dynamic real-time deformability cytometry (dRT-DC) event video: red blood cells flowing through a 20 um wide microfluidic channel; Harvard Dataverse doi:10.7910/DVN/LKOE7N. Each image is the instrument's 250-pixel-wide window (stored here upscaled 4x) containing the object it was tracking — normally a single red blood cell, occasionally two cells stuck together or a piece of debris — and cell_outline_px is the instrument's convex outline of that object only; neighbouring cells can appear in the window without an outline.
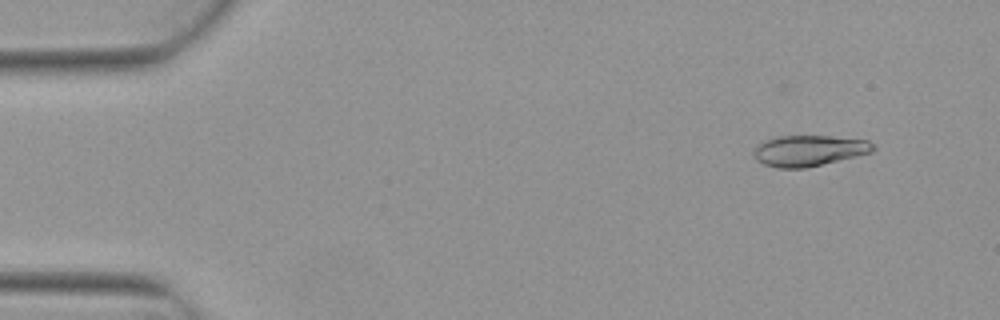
{"species": "Egyptian fruit bat (a non-hibernating species)", "species_latin": "Rousettus aegyptiacus", "temperature_condition": "warm", "stored_images_in_passage": 5, "camera_frame_rate_fps": 3000, "um_per_image_px": 0.085, "animal": {"sex": "female"}, "frame": {"image": 1, "passage_image": 2, "time_ms": 0.333, "image_size_px": [1000, 320], "cell_outline_px": [[876, 148], [872, 152], [856, 156], [804, 168], [776, 168], [764, 164], [756, 160], [752, 152], [756, 144], [764, 140], [780, 136], [828, 136], [868, 140]], "centroid_in_image_um": [68.71, 12.8], "position_along_channel_um": 16.3, "area_um2": 21.44}}